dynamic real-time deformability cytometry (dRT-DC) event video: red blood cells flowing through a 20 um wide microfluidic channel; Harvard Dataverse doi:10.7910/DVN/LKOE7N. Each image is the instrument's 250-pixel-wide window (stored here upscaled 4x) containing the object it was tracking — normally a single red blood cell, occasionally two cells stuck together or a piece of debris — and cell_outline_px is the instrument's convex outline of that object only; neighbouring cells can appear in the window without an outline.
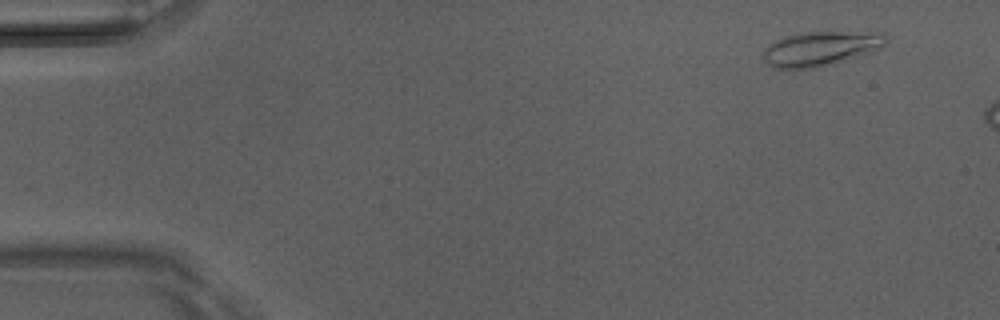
{"species": "Egyptian fruit bat (a non-hibernating species)", "species_latin": "Rousettus aegyptiacus", "temperature_condition": "room temperature", "stored_images_in_passage": 7, "camera_frame_rate_fps": 3000, "um_per_image_px": 0.085, "animal": {"sex": "male"}, "frame": {"image": 1, "passage_image": 7, "time_ms": 2.0, "image_size_px": [1000, 320], "cell_outline_px": [[888, 40], [880, 48], [832, 64], [816, 68], [772, 68], [764, 60], [764, 52], [776, 40], [784, 36], [800, 32], [884, 32]], "centroid_in_image_um": [69.76, 4.12], "position_along_channel_um": 15.2, "area_um2": 24.33}}